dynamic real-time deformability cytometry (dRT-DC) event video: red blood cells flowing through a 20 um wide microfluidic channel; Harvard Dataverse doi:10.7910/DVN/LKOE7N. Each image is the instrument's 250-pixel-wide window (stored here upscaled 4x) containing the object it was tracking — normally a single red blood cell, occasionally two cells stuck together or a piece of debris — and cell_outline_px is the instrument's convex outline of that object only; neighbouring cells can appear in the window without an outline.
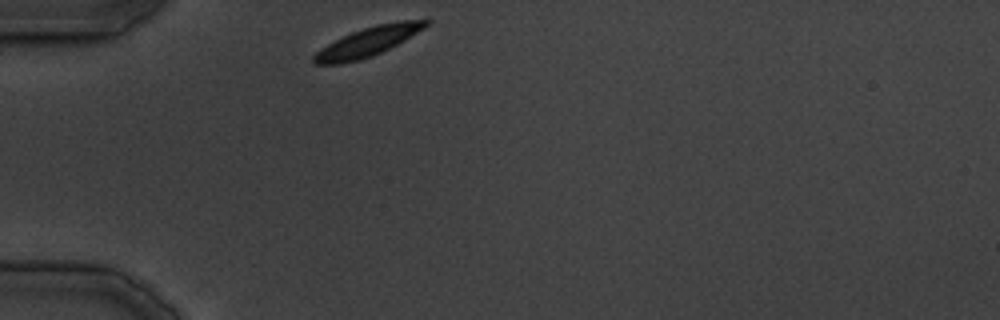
{"species": "common noctule bat (a hibernating species)", "species_latin": "Nyctalus noctula", "temperature_condition": "cold", "stored_images_in_passage": 25, "camera_frame_rate_fps": 3000, "um_per_image_px": 0.085, "animal": {"sex": "male", "body_mass_g": 19.5, "forearm_length_mm": 54.6}, "frame": {"image": 1, "passage_image": 1, "time_ms": 0.0, "image_size_px": [1000, 320], "cell_outline_px": [[432, 20], [424, 28], [404, 40], [372, 56], [360, 60], [340, 64], [312, 64], [312, 56], [316, 52], [328, 44], [352, 32], [376, 24], [396, 20]], "centroid_in_image_um": [31.25, 3.55], "position_along_channel_um": 53.7, "area_um2": 18.79}}
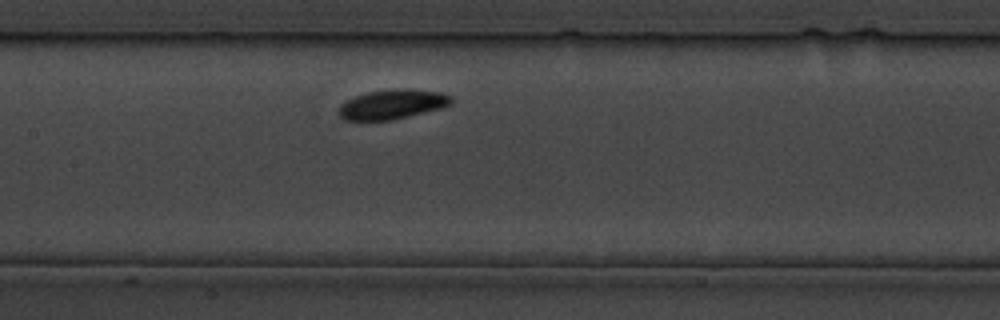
{"frame": {"image": 2, "passage_image": 10, "time_ms": 10.0, "image_size_px": [1000, 320], "cell_outline_px": [[452, 104], [444, 108], [392, 120], [344, 120], [336, 112], [340, 104], [356, 96], [368, 92], [396, 88], [400, 88], [440, 92], [452, 96]], "centroid_in_image_um": [33.36, 8.87], "position_along_channel_um": 174.0, "area_um2": 19.54}}
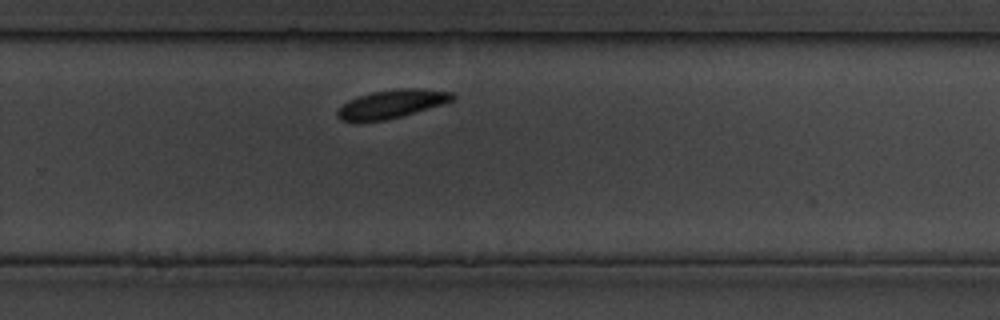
{"frame": {"image": 3, "passage_image": 18, "time_ms": 19.0, "image_size_px": [1000, 320], "cell_outline_px": [[456, 100], [444, 104], [388, 120], [340, 120], [336, 116], [336, 112], [348, 100], [372, 92], [400, 88], [408, 88], [452, 92], [456, 96]], "centroid_in_image_um": [33.35, 8.83], "position_along_channel_um": 296.5, "area_um2": 18.73}}